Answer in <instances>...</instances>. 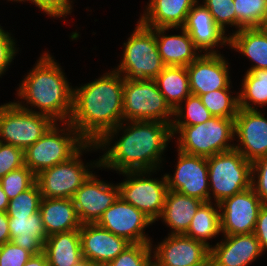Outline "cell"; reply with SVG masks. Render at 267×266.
Returning a JSON list of instances; mask_svg holds the SVG:
<instances>
[{
  "label": "cell",
  "mask_w": 267,
  "mask_h": 266,
  "mask_svg": "<svg viewBox=\"0 0 267 266\" xmlns=\"http://www.w3.org/2000/svg\"><path fill=\"white\" fill-rule=\"evenodd\" d=\"M155 246L152 266H209L210 248L184 234H168Z\"/></svg>",
  "instance_id": "obj_14"
},
{
  "label": "cell",
  "mask_w": 267,
  "mask_h": 266,
  "mask_svg": "<svg viewBox=\"0 0 267 266\" xmlns=\"http://www.w3.org/2000/svg\"><path fill=\"white\" fill-rule=\"evenodd\" d=\"M32 253L9 241L0 245V266H23Z\"/></svg>",
  "instance_id": "obj_41"
},
{
  "label": "cell",
  "mask_w": 267,
  "mask_h": 266,
  "mask_svg": "<svg viewBox=\"0 0 267 266\" xmlns=\"http://www.w3.org/2000/svg\"><path fill=\"white\" fill-rule=\"evenodd\" d=\"M231 88L213 90L200 96L203 105L211 115L234 119L239 111V96H231Z\"/></svg>",
  "instance_id": "obj_32"
},
{
  "label": "cell",
  "mask_w": 267,
  "mask_h": 266,
  "mask_svg": "<svg viewBox=\"0 0 267 266\" xmlns=\"http://www.w3.org/2000/svg\"><path fill=\"white\" fill-rule=\"evenodd\" d=\"M241 86L238 93L240 108L258 110L257 105L267 104V69L246 72Z\"/></svg>",
  "instance_id": "obj_31"
},
{
  "label": "cell",
  "mask_w": 267,
  "mask_h": 266,
  "mask_svg": "<svg viewBox=\"0 0 267 266\" xmlns=\"http://www.w3.org/2000/svg\"><path fill=\"white\" fill-rule=\"evenodd\" d=\"M155 40V32L138 21L124 43L122 61L114 70L130 81L154 80L165 68Z\"/></svg>",
  "instance_id": "obj_5"
},
{
  "label": "cell",
  "mask_w": 267,
  "mask_h": 266,
  "mask_svg": "<svg viewBox=\"0 0 267 266\" xmlns=\"http://www.w3.org/2000/svg\"><path fill=\"white\" fill-rule=\"evenodd\" d=\"M220 53H204L186 68L192 95L201 96L213 90L230 88L229 65Z\"/></svg>",
  "instance_id": "obj_18"
},
{
  "label": "cell",
  "mask_w": 267,
  "mask_h": 266,
  "mask_svg": "<svg viewBox=\"0 0 267 266\" xmlns=\"http://www.w3.org/2000/svg\"><path fill=\"white\" fill-rule=\"evenodd\" d=\"M155 32L159 54L165 66L187 67L201 54L190 35L182 28L181 35H166L173 28H151Z\"/></svg>",
  "instance_id": "obj_23"
},
{
  "label": "cell",
  "mask_w": 267,
  "mask_h": 266,
  "mask_svg": "<svg viewBox=\"0 0 267 266\" xmlns=\"http://www.w3.org/2000/svg\"><path fill=\"white\" fill-rule=\"evenodd\" d=\"M9 204V199L4 193L2 186L0 184V212H6Z\"/></svg>",
  "instance_id": "obj_47"
},
{
  "label": "cell",
  "mask_w": 267,
  "mask_h": 266,
  "mask_svg": "<svg viewBox=\"0 0 267 266\" xmlns=\"http://www.w3.org/2000/svg\"><path fill=\"white\" fill-rule=\"evenodd\" d=\"M152 221L132 204L120 197L101 216L97 224L130 243H149L152 239L144 233Z\"/></svg>",
  "instance_id": "obj_16"
},
{
  "label": "cell",
  "mask_w": 267,
  "mask_h": 266,
  "mask_svg": "<svg viewBox=\"0 0 267 266\" xmlns=\"http://www.w3.org/2000/svg\"><path fill=\"white\" fill-rule=\"evenodd\" d=\"M171 127L173 136L179 134L177 150L183 153L210 157L234 149V119L212 116L204 123Z\"/></svg>",
  "instance_id": "obj_4"
},
{
  "label": "cell",
  "mask_w": 267,
  "mask_h": 266,
  "mask_svg": "<svg viewBox=\"0 0 267 266\" xmlns=\"http://www.w3.org/2000/svg\"><path fill=\"white\" fill-rule=\"evenodd\" d=\"M82 257L99 266H105L130 244L127 239L114 235L97 223L81 224L79 229Z\"/></svg>",
  "instance_id": "obj_19"
},
{
  "label": "cell",
  "mask_w": 267,
  "mask_h": 266,
  "mask_svg": "<svg viewBox=\"0 0 267 266\" xmlns=\"http://www.w3.org/2000/svg\"><path fill=\"white\" fill-rule=\"evenodd\" d=\"M223 236L253 233L263 203L252 187L224 199L218 204Z\"/></svg>",
  "instance_id": "obj_12"
},
{
  "label": "cell",
  "mask_w": 267,
  "mask_h": 266,
  "mask_svg": "<svg viewBox=\"0 0 267 266\" xmlns=\"http://www.w3.org/2000/svg\"><path fill=\"white\" fill-rule=\"evenodd\" d=\"M236 12V31L260 27L266 11L267 0H233Z\"/></svg>",
  "instance_id": "obj_33"
},
{
  "label": "cell",
  "mask_w": 267,
  "mask_h": 266,
  "mask_svg": "<svg viewBox=\"0 0 267 266\" xmlns=\"http://www.w3.org/2000/svg\"><path fill=\"white\" fill-rule=\"evenodd\" d=\"M49 266H72L82 257L79 230L55 233L48 236L44 244Z\"/></svg>",
  "instance_id": "obj_28"
},
{
  "label": "cell",
  "mask_w": 267,
  "mask_h": 266,
  "mask_svg": "<svg viewBox=\"0 0 267 266\" xmlns=\"http://www.w3.org/2000/svg\"><path fill=\"white\" fill-rule=\"evenodd\" d=\"M10 241L9 217L6 212H0V245Z\"/></svg>",
  "instance_id": "obj_45"
},
{
  "label": "cell",
  "mask_w": 267,
  "mask_h": 266,
  "mask_svg": "<svg viewBox=\"0 0 267 266\" xmlns=\"http://www.w3.org/2000/svg\"><path fill=\"white\" fill-rule=\"evenodd\" d=\"M172 116L174 117V110L165 101L155 80L130 81L124 79V123L146 120L172 124Z\"/></svg>",
  "instance_id": "obj_9"
},
{
  "label": "cell",
  "mask_w": 267,
  "mask_h": 266,
  "mask_svg": "<svg viewBox=\"0 0 267 266\" xmlns=\"http://www.w3.org/2000/svg\"><path fill=\"white\" fill-rule=\"evenodd\" d=\"M8 1H12V2H13V1H16V2H17V1H18V2H22V1H23V2H24L25 0H8Z\"/></svg>",
  "instance_id": "obj_50"
},
{
  "label": "cell",
  "mask_w": 267,
  "mask_h": 266,
  "mask_svg": "<svg viewBox=\"0 0 267 266\" xmlns=\"http://www.w3.org/2000/svg\"><path fill=\"white\" fill-rule=\"evenodd\" d=\"M39 211L48 236L81 227L72 199L42 198Z\"/></svg>",
  "instance_id": "obj_25"
},
{
  "label": "cell",
  "mask_w": 267,
  "mask_h": 266,
  "mask_svg": "<svg viewBox=\"0 0 267 266\" xmlns=\"http://www.w3.org/2000/svg\"><path fill=\"white\" fill-rule=\"evenodd\" d=\"M35 183L36 175L26 165L0 178L2 189L9 200L28 190Z\"/></svg>",
  "instance_id": "obj_36"
},
{
  "label": "cell",
  "mask_w": 267,
  "mask_h": 266,
  "mask_svg": "<svg viewBox=\"0 0 267 266\" xmlns=\"http://www.w3.org/2000/svg\"><path fill=\"white\" fill-rule=\"evenodd\" d=\"M10 241L33 255L44 252L48 234L43 225L41 212L29 217L9 218Z\"/></svg>",
  "instance_id": "obj_26"
},
{
  "label": "cell",
  "mask_w": 267,
  "mask_h": 266,
  "mask_svg": "<svg viewBox=\"0 0 267 266\" xmlns=\"http://www.w3.org/2000/svg\"><path fill=\"white\" fill-rule=\"evenodd\" d=\"M56 122L40 113L19 107L15 102L0 106V142L25 151Z\"/></svg>",
  "instance_id": "obj_10"
},
{
  "label": "cell",
  "mask_w": 267,
  "mask_h": 266,
  "mask_svg": "<svg viewBox=\"0 0 267 266\" xmlns=\"http://www.w3.org/2000/svg\"><path fill=\"white\" fill-rule=\"evenodd\" d=\"M126 122L129 123H120L96 143L98 149L107 150L99 158L100 167L117 173L160 169L163 152L169 140L174 138L172 124L146 120ZM121 130L124 133L118 140L117 134ZM115 135L117 141L110 146Z\"/></svg>",
  "instance_id": "obj_1"
},
{
  "label": "cell",
  "mask_w": 267,
  "mask_h": 266,
  "mask_svg": "<svg viewBox=\"0 0 267 266\" xmlns=\"http://www.w3.org/2000/svg\"><path fill=\"white\" fill-rule=\"evenodd\" d=\"M184 101L185 109L183 105L174 109L175 117H172V125H196L204 123L212 117L199 96L191 94Z\"/></svg>",
  "instance_id": "obj_34"
},
{
  "label": "cell",
  "mask_w": 267,
  "mask_h": 266,
  "mask_svg": "<svg viewBox=\"0 0 267 266\" xmlns=\"http://www.w3.org/2000/svg\"><path fill=\"white\" fill-rule=\"evenodd\" d=\"M24 166V151L0 142V178Z\"/></svg>",
  "instance_id": "obj_39"
},
{
  "label": "cell",
  "mask_w": 267,
  "mask_h": 266,
  "mask_svg": "<svg viewBox=\"0 0 267 266\" xmlns=\"http://www.w3.org/2000/svg\"><path fill=\"white\" fill-rule=\"evenodd\" d=\"M57 123L24 151V165L35 175L70 159L87 143L69 122L62 129Z\"/></svg>",
  "instance_id": "obj_6"
},
{
  "label": "cell",
  "mask_w": 267,
  "mask_h": 266,
  "mask_svg": "<svg viewBox=\"0 0 267 266\" xmlns=\"http://www.w3.org/2000/svg\"><path fill=\"white\" fill-rule=\"evenodd\" d=\"M183 29L190 35L195 47L203 53H218L215 48L229 45V36L214 21L205 5L192 7ZM220 44V46H219ZM215 47V48H214Z\"/></svg>",
  "instance_id": "obj_21"
},
{
  "label": "cell",
  "mask_w": 267,
  "mask_h": 266,
  "mask_svg": "<svg viewBox=\"0 0 267 266\" xmlns=\"http://www.w3.org/2000/svg\"><path fill=\"white\" fill-rule=\"evenodd\" d=\"M23 266H49L46 254L44 252L32 255V257Z\"/></svg>",
  "instance_id": "obj_46"
},
{
  "label": "cell",
  "mask_w": 267,
  "mask_h": 266,
  "mask_svg": "<svg viewBox=\"0 0 267 266\" xmlns=\"http://www.w3.org/2000/svg\"><path fill=\"white\" fill-rule=\"evenodd\" d=\"M253 233L260 243L262 252L267 251V204H263L259 210Z\"/></svg>",
  "instance_id": "obj_44"
},
{
  "label": "cell",
  "mask_w": 267,
  "mask_h": 266,
  "mask_svg": "<svg viewBox=\"0 0 267 266\" xmlns=\"http://www.w3.org/2000/svg\"><path fill=\"white\" fill-rule=\"evenodd\" d=\"M177 151L178 161L173 176L165 173L168 190L203 202L210 201L207 157Z\"/></svg>",
  "instance_id": "obj_13"
},
{
  "label": "cell",
  "mask_w": 267,
  "mask_h": 266,
  "mask_svg": "<svg viewBox=\"0 0 267 266\" xmlns=\"http://www.w3.org/2000/svg\"><path fill=\"white\" fill-rule=\"evenodd\" d=\"M54 60L50 53L44 51L17 88V96L22 101L15 103L23 109L44 114L55 122L63 123L69 121L72 113L73 89L60 64ZM23 100L27 101L25 104L40 111H34L28 105L26 107Z\"/></svg>",
  "instance_id": "obj_3"
},
{
  "label": "cell",
  "mask_w": 267,
  "mask_h": 266,
  "mask_svg": "<svg viewBox=\"0 0 267 266\" xmlns=\"http://www.w3.org/2000/svg\"><path fill=\"white\" fill-rule=\"evenodd\" d=\"M118 199V184H108L93 173L72 197L81 224L97 223L103 213Z\"/></svg>",
  "instance_id": "obj_15"
},
{
  "label": "cell",
  "mask_w": 267,
  "mask_h": 266,
  "mask_svg": "<svg viewBox=\"0 0 267 266\" xmlns=\"http://www.w3.org/2000/svg\"><path fill=\"white\" fill-rule=\"evenodd\" d=\"M124 78L115 70L73 88L69 123L89 143H97L123 122Z\"/></svg>",
  "instance_id": "obj_2"
},
{
  "label": "cell",
  "mask_w": 267,
  "mask_h": 266,
  "mask_svg": "<svg viewBox=\"0 0 267 266\" xmlns=\"http://www.w3.org/2000/svg\"><path fill=\"white\" fill-rule=\"evenodd\" d=\"M152 244L132 243L105 266H152Z\"/></svg>",
  "instance_id": "obj_37"
},
{
  "label": "cell",
  "mask_w": 267,
  "mask_h": 266,
  "mask_svg": "<svg viewBox=\"0 0 267 266\" xmlns=\"http://www.w3.org/2000/svg\"><path fill=\"white\" fill-rule=\"evenodd\" d=\"M42 195L37 183L28 190L9 200L7 215L9 218L29 217L40 210Z\"/></svg>",
  "instance_id": "obj_35"
},
{
  "label": "cell",
  "mask_w": 267,
  "mask_h": 266,
  "mask_svg": "<svg viewBox=\"0 0 267 266\" xmlns=\"http://www.w3.org/2000/svg\"><path fill=\"white\" fill-rule=\"evenodd\" d=\"M198 0H149L139 21L149 28H182Z\"/></svg>",
  "instance_id": "obj_22"
},
{
  "label": "cell",
  "mask_w": 267,
  "mask_h": 266,
  "mask_svg": "<svg viewBox=\"0 0 267 266\" xmlns=\"http://www.w3.org/2000/svg\"><path fill=\"white\" fill-rule=\"evenodd\" d=\"M224 237L210 247L209 266H248L263 254L254 233Z\"/></svg>",
  "instance_id": "obj_20"
},
{
  "label": "cell",
  "mask_w": 267,
  "mask_h": 266,
  "mask_svg": "<svg viewBox=\"0 0 267 266\" xmlns=\"http://www.w3.org/2000/svg\"><path fill=\"white\" fill-rule=\"evenodd\" d=\"M2 28L0 25V77L7 71L6 69L10 66L16 53H18L13 37Z\"/></svg>",
  "instance_id": "obj_43"
},
{
  "label": "cell",
  "mask_w": 267,
  "mask_h": 266,
  "mask_svg": "<svg viewBox=\"0 0 267 266\" xmlns=\"http://www.w3.org/2000/svg\"><path fill=\"white\" fill-rule=\"evenodd\" d=\"M215 23L225 32L226 26H235L236 12L233 0H203Z\"/></svg>",
  "instance_id": "obj_38"
},
{
  "label": "cell",
  "mask_w": 267,
  "mask_h": 266,
  "mask_svg": "<svg viewBox=\"0 0 267 266\" xmlns=\"http://www.w3.org/2000/svg\"><path fill=\"white\" fill-rule=\"evenodd\" d=\"M263 114L260 110L239 108L234 118V136L240 143L234 148L251 163L267 156V118Z\"/></svg>",
  "instance_id": "obj_17"
},
{
  "label": "cell",
  "mask_w": 267,
  "mask_h": 266,
  "mask_svg": "<svg viewBox=\"0 0 267 266\" xmlns=\"http://www.w3.org/2000/svg\"><path fill=\"white\" fill-rule=\"evenodd\" d=\"M207 164L210 201L213 197L219 204L251 187L252 163L235 148L207 157Z\"/></svg>",
  "instance_id": "obj_8"
},
{
  "label": "cell",
  "mask_w": 267,
  "mask_h": 266,
  "mask_svg": "<svg viewBox=\"0 0 267 266\" xmlns=\"http://www.w3.org/2000/svg\"><path fill=\"white\" fill-rule=\"evenodd\" d=\"M92 148V149H91ZM87 149V150H86ZM98 150L96 143L87 142L73 157L58 163L51 168L45 169L36 175V183L39 186L42 198H69L92 174L90 168L100 167V160L86 165L81 160L85 151ZM89 164V165H88ZM90 168H89V167Z\"/></svg>",
  "instance_id": "obj_7"
},
{
  "label": "cell",
  "mask_w": 267,
  "mask_h": 266,
  "mask_svg": "<svg viewBox=\"0 0 267 266\" xmlns=\"http://www.w3.org/2000/svg\"><path fill=\"white\" fill-rule=\"evenodd\" d=\"M261 28L267 29V5H266V11H265V14H264V17H263V21H262V24H261Z\"/></svg>",
  "instance_id": "obj_49"
},
{
  "label": "cell",
  "mask_w": 267,
  "mask_h": 266,
  "mask_svg": "<svg viewBox=\"0 0 267 266\" xmlns=\"http://www.w3.org/2000/svg\"><path fill=\"white\" fill-rule=\"evenodd\" d=\"M202 203L203 201L199 199L168 190L160 218L168 227H171L169 235L185 234Z\"/></svg>",
  "instance_id": "obj_24"
},
{
  "label": "cell",
  "mask_w": 267,
  "mask_h": 266,
  "mask_svg": "<svg viewBox=\"0 0 267 266\" xmlns=\"http://www.w3.org/2000/svg\"><path fill=\"white\" fill-rule=\"evenodd\" d=\"M154 171H125L124 182L118 183L119 197L143 212L153 223L160 219L168 191L165 174L161 180L150 178ZM148 177H147V175Z\"/></svg>",
  "instance_id": "obj_11"
},
{
  "label": "cell",
  "mask_w": 267,
  "mask_h": 266,
  "mask_svg": "<svg viewBox=\"0 0 267 266\" xmlns=\"http://www.w3.org/2000/svg\"><path fill=\"white\" fill-rule=\"evenodd\" d=\"M232 34V35H231ZM229 35V45L254 62L247 72L267 69V29L242 28Z\"/></svg>",
  "instance_id": "obj_27"
},
{
  "label": "cell",
  "mask_w": 267,
  "mask_h": 266,
  "mask_svg": "<svg viewBox=\"0 0 267 266\" xmlns=\"http://www.w3.org/2000/svg\"><path fill=\"white\" fill-rule=\"evenodd\" d=\"M251 187L263 204H267V156L252 162Z\"/></svg>",
  "instance_id": "obj_40"
},
{
  "label": "cell",
  "mask_w": 267,
  "mask_h": 266,
  "mask_svg": "<svg viewBox=\"0 0 267 266\" xmlns=\"http://www.w3.org/2000/svg\"><path fill=\"white\" fill-rule=\"evenodd\" d=\"M165 101L174 110L191 95L186 67L166 66L154 79Z\"/></svg>",
  "instance_id": "obj_29"
},
{
  "label": "cell",
  "mask_w": 267,
  "mask_h": 266,
  "mask_svg": "<svg viewBox=\"0 0 267 266\" xmlns=\"http://www.w3.org/2000/svg\"><path fill=\"white\" fill-rule=\"evenodd\" d=\"M211 202L212 201L203 202L200 205L191 220L187 232L184 234L204 243L209 248L212 247V245L207 241L221 233L219 205L218 203H214L213 206V202Z\"/></svg>",
  "instance_id": "obj_30"
},
{
  "label": "cell",
  "mask_w": 267,
  "mask_h": 266,
  "mask_svg": "<svg viewBox=\"0 0 267 266\" xmlns=\"http://www.w3.org/2000/svg\"><path fill=\"white\" fill-rule=\"evenodd\" d=\"M72 266H99L96 263H93L92 261L88 260V259H81L77 264L72 265Z\"/></svg>",
  "instance_id": "obj_48"
},
{
  "label": "cell",
  "mask_w": 267,
  "mask_h": 266,
  "mask_svg": "<svg viewBox=\"0 0 267 266\" xmlns=\"http://www.w3.org/2000/svg\"><path fill=\"white\" fill-rule=\"evenodd\" d=\"M34 3L48 16L53 18L67 17L72 12V0H25Z\"/></svg>",
  "instance_id": "obj_42"
}]
</instances>
